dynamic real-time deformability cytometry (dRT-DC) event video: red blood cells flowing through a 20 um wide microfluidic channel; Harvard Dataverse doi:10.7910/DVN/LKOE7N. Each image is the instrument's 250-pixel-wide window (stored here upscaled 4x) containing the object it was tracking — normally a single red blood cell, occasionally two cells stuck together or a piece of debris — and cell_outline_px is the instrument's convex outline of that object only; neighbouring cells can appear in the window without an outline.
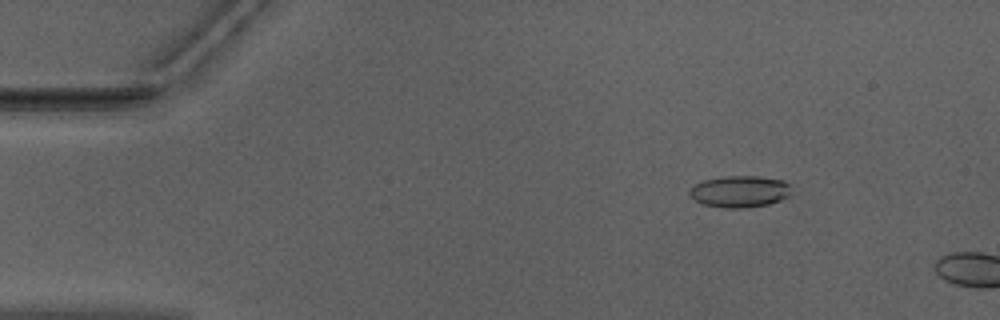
{"species": "Egyptian fruit bat (a non-hibernating species)", "species_latin": "Rousettus aegyptiacus", "temperature_condition": "warm", "stored_images_in_passage": 10, "camera_frame_rate_fps": 3000, "um_per_image_px": 0.085, "animal": {"sex": "male"}, "frame": {"image": 1, "passage_image": 7, "time_ms": 2.0, "image_size_px": [1000, 320], "cell_outline_px": [[788, 196], [780, 200], [768, 204], [740, 208], [724, 208], [704, 204], [696, 200], [688, 192], [688, 188], [692, 184], [704, 180], [728, 176], [756, 176], [784, 180], [788, 184]], "centroid_in_image_um": [62.82, 16.27], "position_along_channel_um": 22.2, "area_um2": 18.55}}